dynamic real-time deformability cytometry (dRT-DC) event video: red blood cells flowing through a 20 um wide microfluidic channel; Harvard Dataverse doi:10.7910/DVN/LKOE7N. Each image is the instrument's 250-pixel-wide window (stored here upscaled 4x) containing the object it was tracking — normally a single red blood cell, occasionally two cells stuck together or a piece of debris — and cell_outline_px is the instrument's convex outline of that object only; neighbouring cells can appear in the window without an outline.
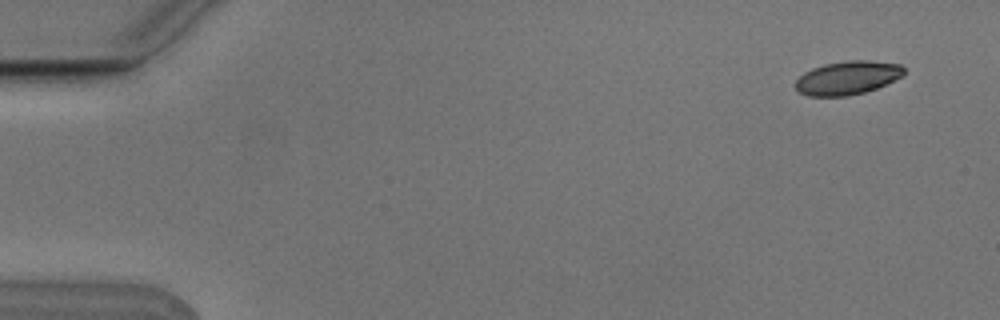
{"species": "Egyptian fruit bat (a non-hibernating species)", "species_latin": "Rousettus aegyptiacus", "temperature_condition": "cold", "stored_images_in_passage": 6, "camera_frame_rate_fps": 3000, "um_per_image_px": 0.085, "animal": {"sex": "male"}, "frame": {"image": 1, "passage_image": 1, "time_ms": 0.0, "image_size_px": [1000, 320], "cell_outline_px": [[904, 76], [876, 88], [864, 92], [848, 96], [808, 96], [800, 92], [796, 88], [796, 80], [804, 72], [812, 68], [824, 64], [848, 60], [868, 60], [900, 64], [904, 68]], "centroid_in_image_um": [72.05, 6.61], "position_along_channel_um": 13.0, "area_um2": 21.21}}
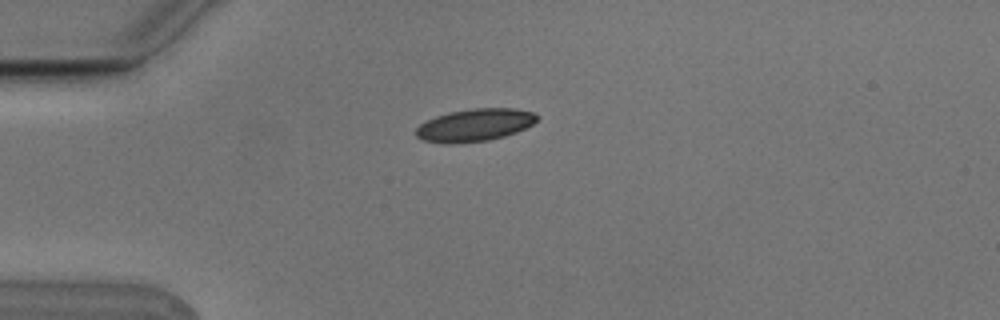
{"frame": {"image": 2, "passage_image": 4, "time_ms": 1.0, "image_size_px": [1000, 320], "cell_outline_px": [[540, 116], [532, 124], [516, 132], [504, 136], [488, 140], [452, 144], [444, 144], [424, 140], [416, 136], [416, 128], [420, 124], [436, 116], [448, 112], [472, 108], [516, 108], [532, 112]], "centroid_in_image_um": [40.35, 10.62], "position_along_channel_um": 44.7, "area_um2": 22.95}}